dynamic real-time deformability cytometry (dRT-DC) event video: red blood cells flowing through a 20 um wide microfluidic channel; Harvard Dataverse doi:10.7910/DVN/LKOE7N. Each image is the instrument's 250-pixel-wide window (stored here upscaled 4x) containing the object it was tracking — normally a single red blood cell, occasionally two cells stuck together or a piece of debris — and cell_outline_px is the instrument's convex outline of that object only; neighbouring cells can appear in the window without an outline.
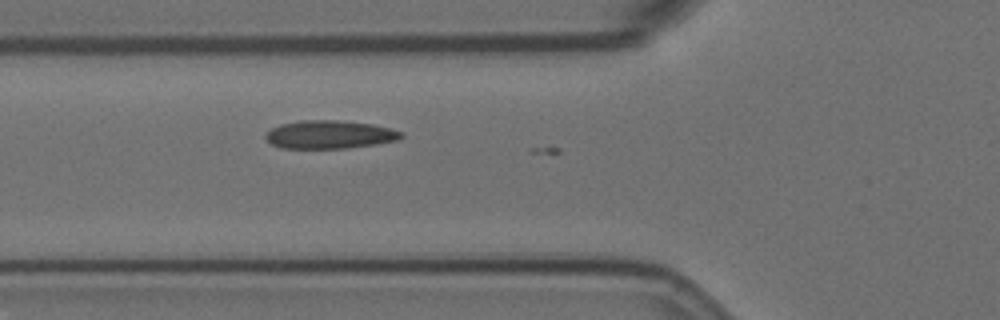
{"species": "Egyptian fruit bat (a non-hibernating species)", "species_latin": "Rousettus aegyptiacus", "temperature_condition": "room temperature", "stored_images_in_passage": 5, "camera_frame_rate_fps": 3000, "um_per_image_px": 0.085, "animal": {"sex": "female"}, "frame": {"image": 1, "passage_image": 3, "time_ms": 0.667, "image_size_px": [1000, 320], "cell_outline_px": [[404, 136], [400, 140], [376, 144], [344, 148], [284, 148], [272, 144], [264, 136], [272, 128], [280, 124], [300, 120], [336, 120], [372, 124], [392, 128], [404, 132]], "centroid_in_image_um": [28.07, 11.43], "position_along_channel_um": 97.7, "area_um2": 22.31}}